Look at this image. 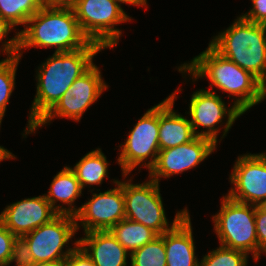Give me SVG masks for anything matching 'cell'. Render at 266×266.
Masks as SVG:
<instances>
[{
  "label": "cell",
  "instance_id": "603a6c76",
  "mask_svg": "<svg viewBox=\"0 0 266 266\" xmlns=\"http://www.w3.org/2000/svg\"><path fill=\"white\" fill-rule=\"evenodd\" d=\"M130 266H167L164 233L130 254Z\"/></svg>",
  "mask_w": 266,
  "mask_h": 266
},
{
  "label": "cell",
  "instance_id": "d590c367",
  "mask_svg": "<svg viewBox=\"0 0 266 266\" xmlns=\"http://www.w3.org/2000/svg\"><path fill=\"white\" fill-rule=\"evenodd\" d=\"M256 207L263 213H266V199L260 201Z\"/></svg>",
  "mask_w": 266,
  "mask_h": 266
},
{
  "label": "cell",
  "instance_id": "83f0119b",
  "mask_svg": "<svg viewBox=\"0 0 266 266\" xmlns=\"http://www.w3.org/2000/svg\"><path fill=\"white\" fill-rule=\"evenodd\" d=\"M256 235L258 239V260L261 253L266 254V213L256 207L255 213Z\"/></svg>",
  "mask_w": 266,
  "mask_h": 266
},
{
  "label": "cell",
  "instance_id": "5bb4252c",
  "mask_svg": "<svg viewBox=\"0 0 266 266\" xmlns=\"http://www.w3.org/2000/svg\"><path fill=\"white\" fill-rule=\"evenodd\" d=\"M217 145L208 138L195 137L192 141L174 148L160 150L155 165L149 170V179L160 182L162 177L169 178L196 168L214 153Z\"/></svg>",
  "mask_w": 266,
  "mask_h": 266
},
{
  "label": "cell",
  "instance_id": "2e32d148",
  "mask_svg": "<svg viewBox=\"0 0 266 266\" xmlns=\"http://www.w3.org/2000/svg\"><path fill=\"white\" fill-rule=\"evenodd\" d=\"M172 92L165 100L159 102V148L160 150L174 148L192 141L196 135L189 119L173 109L177 93Z\"/></svg>",
  "mask_w": 266,
  "mask_h": 266
},
{
  "label": "cell",
  "instance_id": "f1b7e54d",
  "mask_svg": "<svg viewBox=\"0 0 266 266\" xmlns=\"http://www.w3.org/2000/svg\"><path fill=\"white\" fill-rule=\"evenodd\" d=\"M252 8L241 15L247 21L266 24V0H251Z\"/></svg>",
  "mask_w": 266,
  "mask_h": 266
},
{
  "label": "cell",
  "instance_id": "3957f363",
  "mask_svg": "<svg viewBox=\"0 0 266 266\" xmlns=\"http://www.w3.org/2000/svg\"><path fill=\"white\" fill-rule=\"evenodd\" d=\"M90 40L83 34L73 8L41 7L19 31V54L31 47H56L54 52L84 48ZM22 50V51H21Z\"/></svg>",
  "mask_w": 266,
  "mask_h": 266
},
{
  "label": "cell",
  "instance_id": "e575fe53",
  "mask_svg": "<svg viewBox=\"0 0 266 266\" xmlns=\"http://www.w3.org/2000/svg\"><path fill=\"white\" fill-rule=\"evenodd\" d=\"M32 266H65V261H46L34 263Z\"/></svg>",
  "mask_w": 266,
  "mask_h": 266
},
{
  "label": "cell",
  "instance_id": "30bf717a",
  "mask_svg": "<svg viewBox=\"0 0 266 266\" xmlns=\"http://www.w3.org/2000/svg\"><path fill=\"white\" fill-rule=\"evenodd\" d=\"M108 85L94 64L77 78L56 105L34 126L33 133L57 116L79 122L84 112L102 95Z\"/></svg>",
  "mask_w": 266,
  "mask_h": 266
},
{
  "label": "cell",
  "instance_id": "52a82bcc",
  "mask_svg": "<svg viewBox=\"0 0 266 266\" xmlns=\"http://www.w3.org/2000/svg\"><path fill=\"white\" fill-rule=\"evenodd\" d=\"M73 10L83 34L104 49L118 44L122 31L116 26L132 20L116 0H78Z\"/></svg>",
  "mask_w": 266,
  "mask_h": 266
},
{
  "label": "cell",
  "instance_id": "d6a6232c",
  "mask_svg": "<svg viewBox=\"0 0 266 266\" xmlns=\"http://www.w3.org/2000/svg\"><path fill=\"white\" fill-rule=\"evenodd\" d=\"M120 5L121 4H128V5H134V6H146L147 0H116Z\"/></svg>",
  "mask_w": 266,
  "mask_h": 266
},
{
  "label": "cell",
  "instance_id": "7a4b0ae2",
  "mask_svg": "<svg viewBox=\"0 0 266 266\" xmlns=\"http://www.w3.org/2000/svg\"><path fill=\"white\" fill-rule=\"evenodd\" d=\"M178 70L183 75L187 72L195 81L207 77L212 89L209 91L215 92L213 88L216 87L229 93L228 98L232 95L233 105L243 113L266 98V87L256 77L222 56L210 44L190 63L181 64Z\"/></svg>",
  "mask_w": 266,
  "mask_h": 266
},
{
  "label": "cell",
  "instance_id": "836d02e7",
  "mask_svg": "<svg viewBox=\"0 0 266 266\" xmlns=\"http://www.w3.org/2000/svg\"><path fill=\"white\" fill-rule=\"evenodd\" d=\"M7 159H16L15 155L8 151L3 146H0V162Z\"/></svg>",
  "mask_w": 266,
  "mask_h": 266
},
{
  "label": "cell",
  "instance_id": "8fae6325",
  "mask_svg": "<svg viewBox=\"0 0 266 266\" xmlns=\"http://www.w3.org/2000/svg\"><path fill=\"white\" fill-rule=\"evenodd\" d=\"M187 114L191 117L189 121L195 135L197 137L211 139L217 145V142L219 141L217 135L220 130L217 125L220 124L221 127L222 120L226 119L227 116L221 137L224 138L235 123V120L244 113L235 105L228 108L216 92L209 91L208 89H200L196 90V92L191 95L189 111ZM198 127H205L206 130H201L199 132Z\"/></svg>",
  "mask_w": 266,
  "mask_h": 266
},
{
  "label": "cell",
  "instance_id": "44dd1931",
  "mask_svg": "<svg viewBox=\"0 0 266 266\" xmlns=\"http://www.w3.org/2000/svg\"><path fill=\"white\" fill-rule=\"evenodd\" d=\"M108 162L100 148L88 152L71 169L74 171L82 190L87 185H101L108 178Z\"/></svg>",
  "mask_w": 266,
  "mask_h": 266
},
{
  "label": "cell",
  "instance_id": "9a60e30c",
  "mask_svg": "<svg viewBox=\"0 0 266 266\" xmlns=\"http://www.w3.org/2000/svg\"><path fill=\"white\" fill-rule=\"evenodd\" d=\"M57 215L43 194L6 206L0 214V222L15 236H23Z\"/></svg>",
  "mask_w": 266,
  "mask_h": 266
},
{
  "label": "cell",
  "instance_id": "7c38bea8",
  "mask_svg": "<svg viewBox=\"0 0 266 266\" xmlns=\"http://www.w3.org/2000/svg\"><path fill=\"white\" fill-rule=\"evenodd\" d=\"M116 187L105 192L93 193L92 198L80 207L75 215L77 231L84 233L110 230L125 218V199L122 181L113 180Z\"/></svg>",
  "mask_w": 266,
  "mask_h": 266
},
{
  "label": "cell",
  "instance_id": "6da1fadb",
  "mask_svg": "<svg viewBox=\"0 0 266 266\" xmlns=\"http://www.w3.org/2000/svg\"><path fill=\"white\" fill-rule=\"evenodd\" d=\"M103 49L98 43L90 41L76 51L54 52L38 67L36 95L23 137L33 133L34 126L56 105L73 82L94 65V56Z\"/></svg>",
  "mask_w": 266,
  "mask_h": 266
},
{
  "label": "cell",
  "instance_id": "4dcf8cb0",
  "mask_svg": "<svg viewBox=\"0 0 266 266\" xmlns=\"http://www.w3.org/2000/svg\"><path fill=\"white\" fill-rule=\"evenodd\" d=\"M78 0H48V7L73 8Z\"/></svg>",
  "mask_w": 266,
  "mask_h": 266
},
{
  "label": "cell",
  "instance_id": "9c48e42d",
  "mask_svg": "<svg viewBox=\"0 0 266 266\" xmlns=\"http://www.w3.org/2000/svg\"><path fill=\"white\" fill-rule=\"evenodd\" d=\"M75 216L58 214L50 222L41 225L31 232L23 235L26 239L35 263L46 261H65L74 248L78 245V239L74 247L63 251L76 234Z\"/></svg>",
  "mask_w": 266,
  "mask_h": 266
},
{
  "label": "cell",
  "instance_id": "1f68e13d",
  "mask_svg": "<svg viewBox=\"0 0 266 266\" xmlns=\"http://www.w3.org/2000/svg\"><path fill=\"white\" fill-rule=\"evenodd\" d=\"M11 29L13 30L14 26L9 21L0 16V42L7 37Z\"/></svg>",
  "mask_w": 266,
  "mask_h": 266
},
{
  "label": "cell",
  "instance_id": "4fadbf2b",
  "mask_svg": "<svg viewBox=\"0 0 266 266\" xmlns=\"http://www.w3.org/2000/svg\"><path fill=\"white\" fill-rule=\"evenodd\" d=\"M229 179L230 199L252 205L266 199V152L238 156Z\"/></svg>",
  "mask_w": 266,
  "mask_h": 266
},
{
  "label": "cell",
  "instance_id": "f546056e",
  "mask_svg": "<svg viewBox=\"0 0 266 266\" xmlns=\"http://www.w3.org/2000/svg\"><path fill=\"white\" fill-rule=\"evenodd\" d=\"M65 266H96L90 256L78 244L65 260Z\"/></svg>",
  "mask_w": 266,
  "mask_h": 266
},
{
  "label": "cell",
  "instance_id": "8d00e7d4",
  "mask_svg": "<svg viewBox=\"0 0 266 266\" xmlns=\"http://www.w3.org/2000/svg\"><path fill=\"white\" fill-rule=\"evenodd\" d=\"M41 7L48 6V0H35Z\"/></svg>",
  "mask_w": 266,
  "mask_h": 266
},
{
  "label": "cell",
  "instance_id": "277c9868",
  "mask_svg": "<svg viewBox=\"0 0 266 266\" xmlns=\"http://www.w3.org/2000/svg\"><path fill=\"white\" fill-rule=\"evenodd\" d=\"M209 44L266 87V24L247 21L239 16Z\"/></svg>",
  "mask_w": 266,
  "mask_h": 266
},
{
  "label": "cell",
  "instance_id": "ac0fdd59",
  "mask_svg": "<svg viewBox=\"0 0 266 266\" xmlns=\"http://www.w3.org/2000/svg\"><path fill=\"white\" fill-rule=\"evenodd\" d=\"M84 235V238L78 240V244L96 266H127V257L130 253L109 230L91 231Z\"/></svg>",
  "mask_w": 266,
  "mask_h": 266
},
{
  "label": "cell",
  "instance_id": "d6986e66",
  "mask_svg": "<svg viewBox=\"0 0 266 266\" xmlns=\"http://www.w3.org/2000/svg\"><path fill=\"white\" fill-rule=\"evenodd\" d=\"M47 193L44 194L45 198L58 214L75 216L79 212L80 207L77 208L74 203L81 196L82 188L70 166L63 167L54 176ZM59 201L68 207L66 208L62 204L57 205Z\"/></svg>",
  "mask_w": 266,
  "mask_h": 266
},
{
  "label": "cell",
  "instance_id": "ffe728a7",
  "mask_svg": "<svg viewBox=\"0 0 266 266\" xmlns=\"http://www.w3.org/2000/svg\"><path fill=\"white\" fill-rule=\"evenodd\" d=\"M1 52L7 54V58L0 60V118L3 120L10 96L15 87L16 71L20 61L19 32L13 38L2 42Z\"/></svg>",
  "mask_w": 266,
  "mask_h": 266
},
{
  "label": "cell",
  "instance_id": "7402d4cb",
  "mask_svg": "<svg viewBox=\"0 0 266 266\" xmlns=\"http://www.w3.org/2000/svg\"><path fill=\"white\" fill-rule=\"evenodd\" d=\"M109 231L130 254L158 236L151 228L126 218Z\"/></svg>",
  "mask_w": 266,
  "mask_h": 266
},
{
  "label": "cell",
  "instance_id": "8992f818",
  "mask_svg": "<svg viewBox=\"0 0 266 266\" xmlns=\"http://www.w3.org/2000/svg\"><path fill=\"white\" fill-rule=\"evenodd\" d=\"M122 181L125 218L151 228L158 235L171 230L189 212L187 207L178 211L169 226L160 194V183L151 179L141 184H133L131 178Z\"/></svg>",
  "mask_w": 266,
  "mask_h": 266
},
{
  "label": "cell",
  "instance_id": "ba28073f",
  "mask_svg": "<svg viewBox=\"0 0 266 266\" xmlns=\"http://www.w3.org/2000/svg\"><path fill=\"white\" fill-rule=\"evenodd\" d=\"M119 147L122 150H120L117 162L122 168L125 179L139 165L140 167L144 165L148 170L155 165L160 151L159 104L144 113L129 132L125 143L120 144Z\"/></svg>",
  "mask_w": 266,
  "mask_h": 266
},
{
  "label": "cell",
  "instance_id": "5b68a950",
  "mask_svg": "<svg viewBox=\"0 0 266 266\" xmlns=\"http://www.w3.org/2000/svg\"><path fill=\"white\" fill-rule=\"evenodd\" d=\"M221 207L212 218L219 245L251 253L258 262V239L256 235V205L245 204L230 199H221Z\"/></svg>",
  "mask_w": 266,
  "mask_h": 266
},
{
  "label": "cell",
  "instance_id": "d4e9b609",
  "mask_svg": "<svg viewBox=\"0 0 266 266\" xmlns=\"http://www.w3.org/2000/svg\"><path fill=\"white\" fill-rule=\"evenodd\" d=\"M248 257L243 251L220 245L203 256L200 266H247Z\"/></svg>",
  "mask_w": 266,
  "mask_h": 266
},
{
  "label": "cell",
  "instance_id": "484cf974",
  "mask_svg": "<svg viewBox=\"0 0 266 266\" xmlns=\"http://www.w3.org/2000/svg\"><path fill=\"white\" fill-rule=\"evenodd\" d=\"M16 263V266H32L35 262L29 245L23 236H16L13 240L12 252L8 265Z\"/></svg>",
  "mask_w": 266,
  "mask_h": 266
},
{
  "label": "cell",
  "instance_id": "4316f807",
  "mask_svg": "<svg viewBox=\"0 0 266 266\" xmlns=\"http://www.w3.org/2000/svg\"><path fill=\"white\" fill-rule=\"evenodd\" d=\"M15 237L16 236L0 222V266L8 265Z\"/></svg>",
  "mask_w": 266,
  "mask_h": 266
},
{
  "label": "cell",
  "instance_id": "cb8c5ba5",
  "mask_svg": "<svg viewBox=\"0 0 266 266\" xmlns=\"http://www.w3.org/2000/svg\"><path fill=\"white\" fill-rule=\"evenodd\" d=\"M40 9L41 6L35 0H0V16L14 27L25 26Z\"/></svg>",
  "mask_w": 266,
  "mask_h": 266
},
{
  "label": "cell",
  "instance_id": "e0dca14e",
  "mask_svg": "<svg viewBox=\"0 0 266 266\" xmlns=\"http://www.w3.org/2000/svg\"><path fill=\"white\" fill-rule=\"evenodd\" d=\"M189 212L169 231L164 233L167 266H200L195 256Z\"/></svg>",
  "mask_w": 266,
  "mask_h": 266
}]
</instances>
